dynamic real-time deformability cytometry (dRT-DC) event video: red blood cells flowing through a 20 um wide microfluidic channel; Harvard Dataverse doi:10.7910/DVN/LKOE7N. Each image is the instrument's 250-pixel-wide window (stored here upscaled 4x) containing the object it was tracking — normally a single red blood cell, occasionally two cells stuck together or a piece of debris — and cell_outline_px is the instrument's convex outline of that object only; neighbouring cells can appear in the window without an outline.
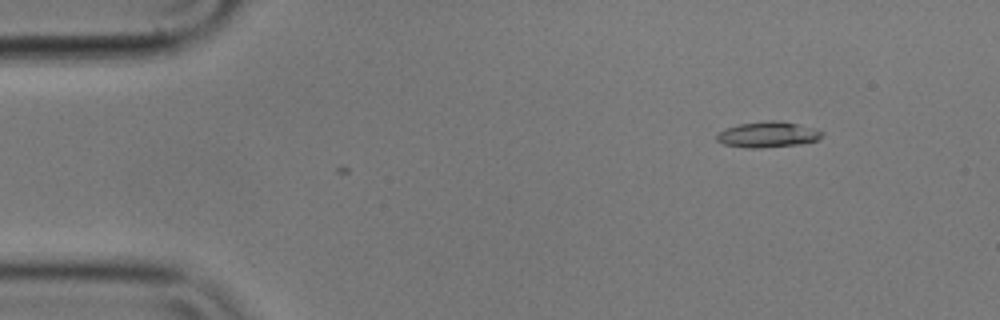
{"species": "common noctule bat (a hibernating species)", "species_latin": "Nyctalus noctula", "temperature_condition": "cold", "stored_images_in_passage": 2, "camera_frame_rate_fps": 3000, "um_per_image_px": 0.085, "animal": {"sex": "male", "body_mass_g": 17.9}, "frame": {"image": 1, "passage_image": 2, "time_ms": 0.333, "image_size_px": [1000, 320], "cell_outline_px": [[824, 136], [816, 140], [800, 144], [760, 148], [744, 148], [724, 144], [716, 140], [716, 136], [724, 128], [740, 124], [768, 120], [780, 120], [816, 128], [824, 132]], "centroid_in_image_um": [65.29, 11.43], "position_along_channel_um": 19.7, "area_um2": 15.95}}